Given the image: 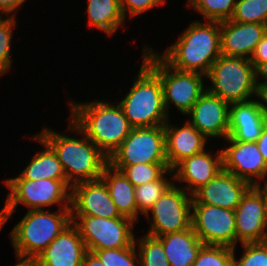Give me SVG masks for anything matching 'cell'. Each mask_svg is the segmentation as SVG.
<instances>
[{
	"label": "cell",
	"mask_w": 267,
	"mask_h": 266,
	"mask_svg": "<svg viewBox=\"0 0 267 266\" xmlns=\"http://www.w3.org/2000/svg\"><path fill=\"white\" fill-rule=\"evenodd\" d=\"M70 123L72 126L68 129L81 134L83 139L61 135L48 128H43L37 135L56 153L66 181L72 187L101 178L104 168L109 164V158L71 120Z\"/></svg>",
	"instance_id": "obj_1"
},
{
	"label": "cell",
	"mask_w": 267,
	"mask_h": 266,
	"mask_svg": "<svg viewBox=\"0 0 267 266\" xmlns=\"http://www.w3.org/2000/svg\"><path fill=\"white\" fill-rule=\"evenodd\" d=\"M181 35L160 56L177 70L206 76L213 63L222 55L220 22L194 21Z\"/></svg>",
	"instance_id": "obj_2"
},
{
	"label": "cell",
	"mask_w": 267,
	"mask_h": 266,
	"mask_svg": "<svg viewBox=\"0 0 267 266\" xmlns=\"http://www.w3.org/2000/svg\"><path fill=\"white\" fill-rule=\"evenodd\" d=\"M71 121L109 158L132 130L123 109L117 103L103 101L74 103Z\"/></svg>",
	"instance_id": "obj_3"
},
{
	"label": "cell",
	"mask_w": 267,
	"mask_h": 266,
	"mask_svg": "<svg viewBox=\"0 0 267 266\" xmlns=\"http://www.w3.org/2000/svg\"><path fill=\"white\" fill-rule=\"evenodd\" d=\"M131 90L119 102L132 128L164 125L169 119L159 76L143 61Z\"/></svg>",
	"instance_id": "obj_4"
},
{
	"label": "cell",
	"mask_w": 267,
	"mask_h": 266,
	"mask_svg": "<svg viewBox=\"0 0 267 266\" xmlns=\"http://www.w3.org/2000/svg\"><path fill=\"white\" fill-rule=\"evenodd\" d=\"M71 223V209L29 210L10 235L16 256L35 259Z\"/></svg>",
	"instance_id": "obj_5"
},
{
	"label": "cell",
	"mask_w": 267,
	"mask_h": 266,
	"mask_svg": "<svg viewBox=\"0 0 267 266\" xmlns=\"http://www.w3.org/2000/svg\"><path fill=\"white\" fill-rule=\"evenodd\" d=\"M4 183L10 193L7 195L5 206L0 211V230L19 204L27 206L29 210H41L53 204L61 205L62 209H71V192H69L71 187L66 179H38L35 181L9 178Z\"/></svg>",
	"instance_id": "obj_6"
},
{
	"label": "cell",
	"mask_w": 267,
	"mask_h": 266,
	"mask_svg": "<svg viewBox=\"0 0 267 266\" xmlns=\"http://www.w3.org/2000/svg\"><path fill=\"white\" fill-rule=\"evenodd\" d=\"M146 47L143 50V61L159 76L167 113L169 112V104L172 102L180 113L187 115L206 91L203 85L205 75L177 70L171 67L159 53L152 51L148 46Z\"/></svg>",
	"instance_id": "obj_7"
},
{
	"label": "cell",
	"mask_w": 267,
	"mask_h": 266,
	"mask_svg": "<svg viewBox=\"0 0 267 266\" xmlns=\"http://www.w3.org/2000/svg\"><path fill=\"white\" fill-rule=\"evenodd\" d=\"M205 77L212 86L206 90L229 104L249 101L256 96L255 67L249 59L221 55Z\"/></svg>",
	"instance_id": "obj_8"
},
{
	"label": "cell",
	"mask_w": 267,
	"mask_h": 266,
	"mask_svg": "<svg viewBox=\"0 0 267 266\" xmlns=\"http://www.w3.org/2000/svg\"><path fill=\"white\" fill-rule=\"evenodd\" d=\"M71 220L78 228L87 251L123 248L135 243L136 239L132 232L135 222L125 216L117 218L71 216Z\"/></svg>",
	"instance_id": "obj_9"
},
{
	"label": "cell",
	"mask_w": 267,
	"mask_h": 266,
	"mask_svg": "<svg viewBox=\"0 0 267 266\" xmlns=\"http://www.w3.org/2000/svg\"><path fill=\"white\" fill-rule=\"evenodd\" d=\"M168 163L164 125L132 128L122 144L109 157L111 166Z\"/></svg>",
	"instance_id": "obj_10"
},
{
	"label": "cell",
	"mask_w": 267,
	"mask_h": 266,
	"mask_svg": "<svg viewBox=\"0 0 267 266\" xmlns=\"http://www.w3.org/2000/svg\"><path fill=\"white\" fill-rule=\"evenodd\" d=\"M173 182L145 215L152 214L147 235L161 237L191 228L193 196ZM189 194V195H188ZM188 195V196H187Z\"/></svg>",
	"instance_id": "obj_11"
},
{
	"label": "cell",
	"mask_w": 267,
	"mask_h": 266,
	"mask_svg": "<svg viewBox=\"0 0 267 266\" xmlns=\"http://www.w3.org/2000/svg\"><path fill=\"white\" fill-rule=\"evenodd\" d=\"M191 227L204 245L235 248V211L213 205L192 204Z\"/></svg>",
	"instance_id": "obj_12"
},
{
	"label": "cell",
	"mask_w": 267,
	"mask_h": 266,
	"mask_svg": "<svg viewBox=\"0 0 267 266\" xmlns=\"http://www.w3.org/2000/svg\"><path fill=\"white\" fill-rule=\"evenodd\" d=\"M235 211L236 243L263 242L267 234V207L263 194L251 186Z\"/></svg>",
	"instance_id": "obj_13"
},
{
	"label": "cell",
	"mask_w": 267,
	"mask_h": 266,
	"mask_svg": "<svg viewBox=\"0 0 267 266\" xmlns=\"http://www.w3.org/2000/svg\"><path fill=\"white\" fill-rule=\"evenodd\" d=\"M70 192L71 216L123 217L102 178L75 184Z\"/></svg>",
	"instance_id": "obj_14"
},
{
	"label": "cell",
	"mask_w": 267,
	"mask_h": 266,
	"mask_svg": "<svg viewBox=\"0 0 267 266\" xmlns=\"http://www.w3.org/2000/svg\"><path fill=\"white\" fill-rule=\"evenodd\" d=\"M226 140L230 146L221 151L223 169L247 181L251 186H256L257 180L265 179L267 165L257 143L233 141L229 138Z\"/></svg>",
	"instance_id": "obj_15"
},
{
	"label": "cell",
	"mask_w": 267,
	"mask_h": 266,
	"mask_svg": "<svg viewBox=\"0 0 267 266\" xmlns=\"http://www.w3.org/2000/svg\"><path fill=\"white\" fill-rule=\"evenodd\" d=\"M189 121L206 138L228 137L230 104L207 90L187 113Z\"/></svg>",
	"instance_id": "obj_16"
},
{
	"label": "cell",
	"mask_w": 267,
	"mask_h": 266,
	"mask_svg": "<svg viewBox=\"0 0 267 266\" xmlns=\"http://www.w3.org/2000/svg\"><path fill=\"white\" fill-rule=\"evenodd\" d=\"M250 187L247 181L223 169L192 195V204L235 210Z\"/></svg>",
	"instance_id": "obj_17"
},
{
	"label": "cell",
	"mask_w": 267,
	"mask_h": 266,
	"mask_svg": "<svg viewBox=\"0 0 267 266\" xmlns=\"http://www.w3.org/2000/svg\"><path fill=\"white\" fill-rule=\"evenodd\" d=\"M266 32L267 25L264 24L222 21L220 22L221 54L250 60Z\"/></svg>",
	"instance_id": "obj_18"
},
{
	"label": "cell",
	"mask_w": 267,
	"mask_h": 266,
	"mask_svg": "<svg viewBox=\"0 0 267 266\" xmlns=\"http://www.w3.org/2000/svg\"><path fill=\"white\" fill-rule=\"evenodd\" d=\"M86 245L71 223L36 258L37 266H82Z\"/></svg>",
	"instance_id": "obj_19"
},
{
	"label": "cell",
	"mask_w": 267,
	"mask_h": 266,
	"mask_svg": "<svg viewBox=\"0 0 267 266\" xmlns=\"http://www.w3.org/2000/svg\"><path fill=\"white\" fill-rule=\"evenodd\" d=\"M218 152L214 156L204 150L182 160L172 169L173 180L187 183L183 189H187L189 194L193 195L223 170L222 152L221 150Z\"/></svg>",
	"instance_id": "obj_20"
},
{
	"label": "cell",
	"mask_w": 267,
	"mask_h": 266,
	"mask_svg": "<svg viewBox=\"0 0 267 266\" xmlns=\"http://www.w3.org/2000/svg\"><path fill=\"white\" fill-rule=\"evenodd\" d=\"M230 106L227 138L240 142H257L267 121L259 101L251 99Z\"/></svg>",
	"instance_id": "obj_21"
},
{
	"label": "cell",
	"mask_w": 267,
	"mask_h": 266,
	"mask_svg": "<svg viewBox=\"0 0 267 266\" xmlns=\"http://www.w3.org/2000/svg\"><path fill=\"white\" fill-rule=\"evenodd\" d=\"M171 126L169 120L164 124L166 156L170 170L182 160L203 152L207 141L189 120L182 127Z\"/></svg>",
	"instance_id": "obj_22"
},
{
	"label": "cell",
	"mask_w": 267,
	"mask_h": 266,
	"mask_svg": "<svg viewBox=\"0 0 267 266\" xmlns=\"http://www.w3.org/2000/svg\"><path fill=\"white\" fill-rule=\"evenodd\" d=\"M156 238L162 243L171 266H192L198 252L204 246L192 227Z\"/></svg>",
	"instance_id": "obj_23"
},
{
	"label": "cell",
	"mask_w": 267,
	"mask_h": 266,
	"mask_svg": "<svg viewBox=\"0 0 267 266\" xmlns=\"http://www.w3.org/2000/svg\"><path fill=\"white\" fill-rule=\"evenodd\" d=\"M108 192L122 216L137 221L139 212L135 198V187L124 174L108 164L101 175Z\"/></svg>",
	"instance_id": "obj_24"
},
{
	"label": "cell",
	"mask_w": 267,
	"mask_h": 266,
	"mask_svg": "<svg viewBox=\"0 0 267 266\" xmlns=\"http://www.w3.org/2000/svg\"><path fill=\"white\" fill-rule=\"evenodd\" d=\"M32 138L42 143L46 148L34 155L19 176L11 179H30L35 181L38 179H66L62 164L53 149L38 135L32 136Z\"/></svg>",
	"instance_id": "obj_25"
},
{
	"label": "cell",
	"mask_w": 267,
	"mask_h": 266,
	"mask_svg": "<svg viewBox=\"0 0 267 266\" xmlns=\"http://www.w3.org/2000/svg\"><path fill=\"white\" fill-rule=\"evenodd\" d=\"M87 13L88 22L109 36L125 23L120 0H89Z\"/></svg>",
	"instance_id": "obj_26"
},
{
	"label": "cell",
	"mask_w": 267,
	"mask_h": 266,
	"mask_svg": "<svg viewBox=\"0 0 267 266\" xmlns=\"http://www.w3.org/2000/svg\"><path fill=\"white\" fill-rule=\"evenodd\" d=\"M113 168L121 171L124 176L131 182L134 187L139 185L156 181L163 174H172V170L169 169L168 163H142L129 166H112Z\"/></svg>",
	"instance_id": "obj_27"
},
{
	"label": "cell",
	"mask_w": 267,
	"mask_h": 266,
	"mask_svg": "<svg viewBox=\"0 0 267 266\" xmlns=\"http://www.w3.org/2000/svg\"><path fill=\"white\" fill-rule=\"evenodd\" d=\"M237 0H188V6L203 15L206 21L230 20Z\"/></svg>",
	"instance_id": "obj_28"
},
{
	"label": "cell",
	"mask_w": 267,
	"mask_h": 266,
	"mask_svg": "<svg viewBox=\"0 0 267 266\" xmlns=\"http://www.w3.org/2000/svg\"><path fill=\"white\" fill-rule=\"evenodd\" d=\"M174 180L168 181L164 174L156 181L135 187L137 210L146 215Z\"/></svg>",
	"instance_id": "obj_29"
},
{
	"label": "cell",
	"mask_w": 267,
	"mask_h": 266,
	"mask_svg": "<svg viewBox=\"0 0 267 266\" xmlns=\"http://www.w3.org/2000/svg\"><path fill=\"white\" fill-rule=\"evenodd\" d=\"M230 20L267 25V0H237Z\"/></svg>",
	"instance_id": "obj_30"
},
{
	"label": "cell",
	"mask_w": 267,
	"mask_h": 266,
	"mask_svg": "<svg viewBox=\"0 0 267 266\" xmlns=\"http://www.w3.org/2000/svg\"><path fill=\"white\" fill-rule=\"evenodd\" d=\"M140 266H171L168 262L162 243L153 236L139 238Z\"/></svg>",
	"instance_id": "obj_31"
},
{
	"label": "cell",
	"mask_w": 267,
	"mask_h": 266,
	"mask_svg": "<svg viewBox=\"0 0 267 266\" xmlns=\"http://www.w3.org/2000/svg\"><path fill=\"white\" fill-rule=\"evenodd\" d=\"M234 248L204 245L192 266H233Z\"/></svg>",
	"instance_id": "obj_32"
},
{
	"label": "cell",
	"mask_w": 267,
	"mask_h": 266,
	"mask_svg": "<svg viewBox=\"0 0 267 266\" xmlns=\"http://www.w3.org/2000/svg\"><path fill=\"white\" fill-rule=\"evenodd\" d=\"M132 246L106 249L94 252L105 266H137L136 265V241ZM140 266V258L138 259Z\"/></svg>",
	"instance_id": "obj_33"
},
{
	"label": "cell",
	"mask_w": 267,
	"mask_h": 266,
	"mask_svg": "<svg viewBox=\"0 0 267 266\" xmlns=\"http://www.w3.org/2000/svg\"><path fill=\"white\" fill-rule=\"evenodd\" d=\"M14 25H16L15 17L8 16L5 19L0 17V76L9 71L12 64L10 43Z\"/></svg>",
	"instance_id": "obj_34"
},
{
	"label": "cell",
	"mask_w": 267,
	"mask_h": 266,
	"mask_svg": "<svg viewBox=\"0 0 267 266\" xmlns=\"http://www.w3.org/2000/svg\"><path fill=\"white\" fill-rule=\"evenodd\" d=\"M244 253L238 260L235 258L233 266H267V246L264 242L242 243Z\"/></svg>",
	"instance_id": "obj_35"
},
{
	"label": "cell",
	"mask_w": 267,
	"mask_h": 266,
	"mask_svg": "<svg viewBox=\"0 0 267 266\" xmlns=\"http://www.w3.org/2000/svg\"><path fill=\"white\" fill-rule=\"evenodd\" d=\"M165 0H120L124 17L127 11L131 17L147 12L159 4H164Z\"/></svg>",
	"instance_id": "obj_36"
},
{
	"label": "cell",
	"mask_w": 267,
	"mask_h": 266,
	"mask_svg": "<svg viewBox=\"0 0 267 266\" xmlns=\"http://www.w3.org/2000/svg\"><path fill=\"white\" fill-rule=\"evenodd\" d=\"M251 63L256 68L260 63L267 62V32L256 46V49L250 58Z\"/></svg>",
	"instance_id": "obj_37"
},
{
	"label": "cell",
	"mask_w": 267,
	"mask_h": 266,
	"mask_svg": "<svg viewBox=\"0 0 267 266\" xmlns=\"http://www.w3.org/2000/svg\"><path fill=\"white\" fill-rule=\"evenodd\" d=\"M26 0H0V16L4 13L11 14V17H15L12 12L23 5Z\"/></svg>",
	"instance_id": "obj_38"
},
{
	"label": "cell",
	"mask_w": 267,
	"mask_h": 266,
	"mask_svg": "<svg viewBox=\"0 0 267 266\" xmlns=\"http://www.w3.org/2000/svg\"><path fill=\"white\" fill-rule=\"evenodd\" d=\"M256 143H257L258 149L261 152V155L263 156V159L267 165V121L264 124L261 135H260V137Z\"/></svg>",
	"instance_id": "obj_39"
},
{
	"label": "cell",
	"mask_w": 267,
	"mask_h": 266,
	"mask_svg": "<svg viewBox=\"0 0 267 266\" xmlns=\"http://www.w3.org/2000/svg\"><path fill=\"white\" fill-rule=\"evenodd\" d=\"M260 98L263 102L259 101L260 108L267 117V84H257L256 97ZM266 103V104H265Z\"/></svg>",
	"instance_id": "obj_40"
},
{
	"label": "cell",
	"mask_w": 267,
	"mask_h": 266,
	"mask_svg": "<svg viewBox=\"0 0 267 266\" xmlns=\"http://www.w3.org/2000/svg\"><path fill=\"white\" fill-rule=\"evenodd\" d=\"M82 266H105L104 263L101 262L99 257L91 251H87L84 255Z\"/></svg>",
	"instance_id": "obj_41"
},
{
	"label": "cell",
	"mask_w": 267,
	"mask_h": 266,
	"mask_svg": "<svg viewBox=\"0 0 267 266\" xmlns=\"http://www.w3.org/2000/svg\"><path fill=\"white\" fill-rule=\"evenodd\" d=\"M261 77L263 82H259L258 77ZM255 80L256 84H267V62L260 63L256 68H255Z\"/></svg>",
	"instance_id": "obj_42"
},
{
	"label": "cell",
	"mask_w": 267,
	"mask_h": 266,
	"mask_svg": "<svg viewBox=\"0 0 267 266\" xmlns=\"http://www.w3.org/2000/svg\"><path fill=\"white\" fill-rule=\"evenodd\" d=\"M17 260L19 263L14 266H37L36 260L34 258L18 257Z\"/></svg>",
	"instance_id": "obj_43"
},
{
	"label": "cell",
	"mask_w": 267,
	"mask_h": 266,
	"mask_svg": "<svg viewBox=\"0 0 267 266\" xmlns=\"http://www.w3.org/2000/svg\"><path fill=\"white\" fill-rule=\"evenodd\" d=\"M261 183H257L256 187L258 188V190L263 194L264 198H265V202H266V207H267V181L265 182L264 186H260Z\"/></svg>",
	"instance_id": "obj_44"
},
{
	"label": "cell",
	"mask_w": 267,
	"mask_h": 266,
	"mask_svg": "<svg viewBox=\"0 0 267 266\" xmlns=\"http://www.w3.org/2000/svg\"><path fill=\"white\" fill-rule=\"evenodd\" d=\"M264 243H265V245L267 246V234H266V236H265V238H264V241H263Z\"/></svg>",
	"instance_id": "obj_45"
}]
</instances>
